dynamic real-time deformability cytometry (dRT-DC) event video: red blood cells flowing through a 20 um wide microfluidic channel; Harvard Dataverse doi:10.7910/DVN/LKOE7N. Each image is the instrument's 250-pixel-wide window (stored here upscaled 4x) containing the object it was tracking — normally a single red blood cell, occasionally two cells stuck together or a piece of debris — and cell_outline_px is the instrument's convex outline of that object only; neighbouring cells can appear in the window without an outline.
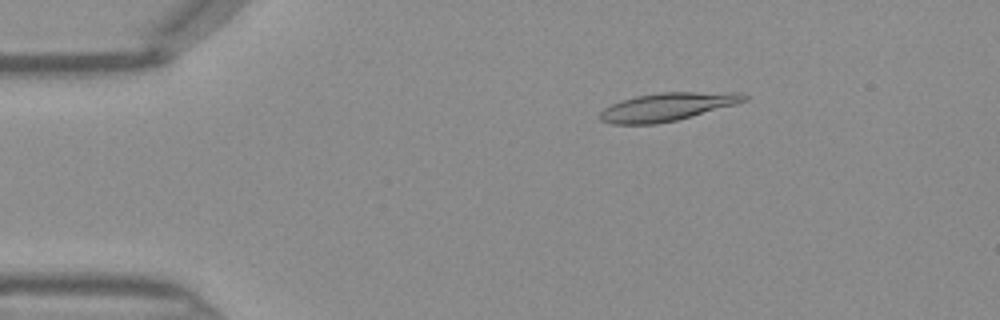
{"species": "Egyptian fruit bat (a non-hibernating species)", "species_latin": "Rousettus aegyptiacus", "temperature_condition": "warm", "stored_images_in_passage": 41, "camera_frame_rate_fps": 3000, "um_per_image_px": 0.085, "frame": {"image": 1, "passage_image": 8, "time_ms": 2.333, "image_size_px": [1000, 320], "cell_outline_px": [[748, 100], [736, 104], [692, 116], [676, 120], [656, 124], [612, 124], [600, 120], [600, 112], [604, 108], [620, 100], [636, 96], [660, 92], [744, 92], [748, 96]], "centroid_in_image_um": [56.74, 9.07], "position_along_channel_um": 28.3, "area_um2": 23.7}}
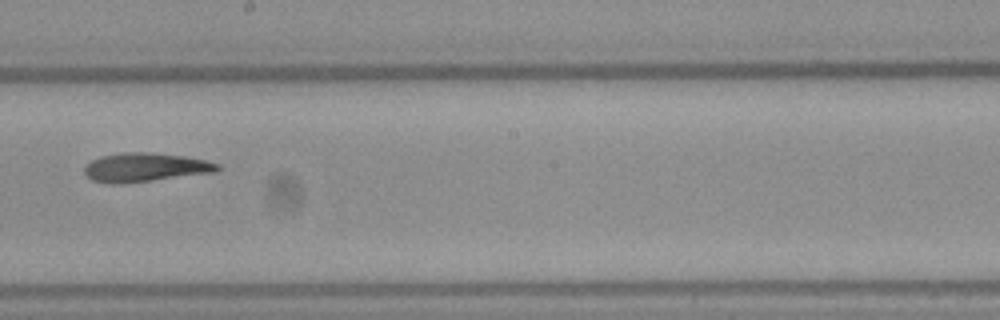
{"frame": {"image": 2, "passage_image": 26, "time_ms": 8.333, "image_size_px": [1000, 320], "cell_outline_px": [[220, 168], [216, 172], [120, 184], [112, 184], [92, 180], [84, 172], [84, 168], [92, 160], [100, 156], [124, 152], [148, 152], [184, 156], [204, 160], [220, 164]], "centroid_in_image_um": [12.33, 14.22], "position_along_channel_um": 235.9, "area_um2": 22.2}}
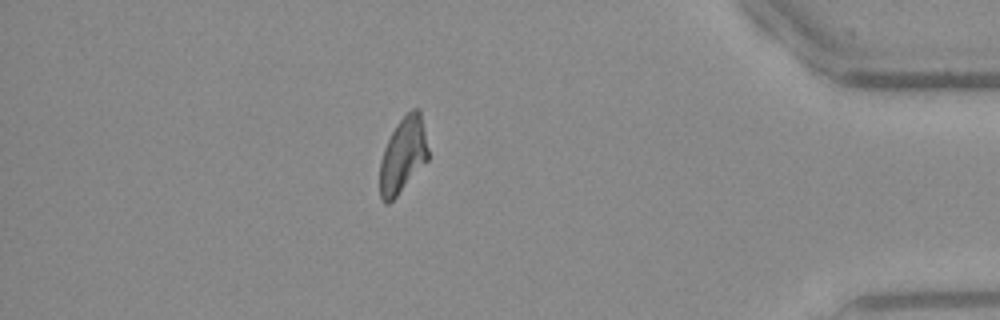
{"frame": {"image": 3, "passage_image": 40, "time_ms": 13.0, "image_size_px": [1000, 320], "cell_outline_px": [[428, 160], [396, 196], [388, 204], [384, 204], [380, 200], [380, 160], [384, 148], [396, 124], [412, 108], [420, 108], [428, 148]], "centroid_in_image_um": [34.25, 13.19], "position_along_channel_um": 401.0, "area_um2": 21.15}}